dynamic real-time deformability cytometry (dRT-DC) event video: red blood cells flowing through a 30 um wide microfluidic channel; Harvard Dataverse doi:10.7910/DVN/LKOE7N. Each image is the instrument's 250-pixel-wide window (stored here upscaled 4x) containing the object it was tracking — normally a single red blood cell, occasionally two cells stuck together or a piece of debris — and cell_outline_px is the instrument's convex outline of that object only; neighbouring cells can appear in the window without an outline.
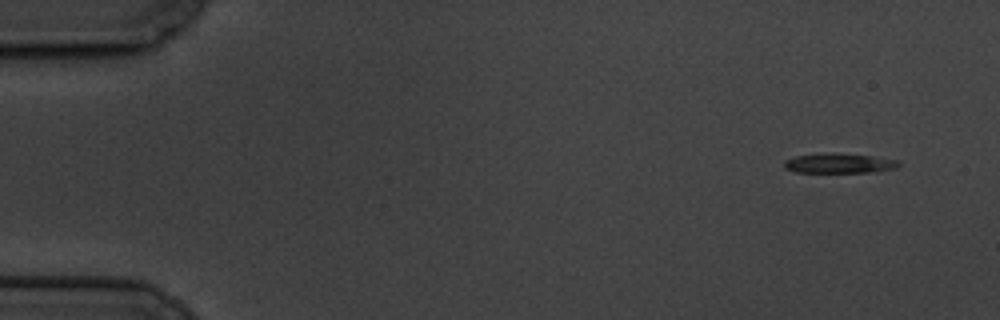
{"species": "common noctule bat (a hibernating species)", "species_latin": "Nyctalus noctula", "temperature_condition": "cold", "stored_images_in_passage": 5, "camera_frame_rate_fps": 3000, "um_per_image_px": 0.085, "animal": {"sex": "male", "body_mass_g": 19.5, "forearm_length_mm": 54.6}, "frame": {"image": 1, "passage_image": 1, "time_ms": 0.0, "image_size_px": [1000, 320], "cell_outline_px": [[900, 164], [896, 168], [868, 172], [796, 172], [784, 168], [784, 160], [796, 156], [832, 152], [872, 156], [900, 160]], "centroid_in_image_um": [71.32, 13.87], "position_along_channel_um": 13.7, "area_um2": 13.18}}
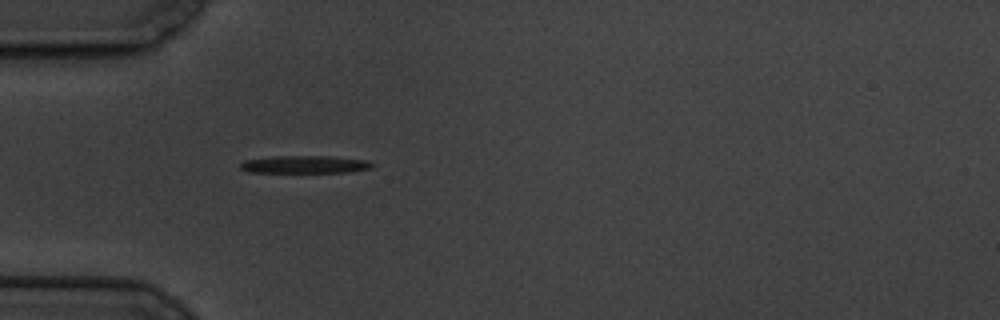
{"frame": {"image": 2, "passage_image": 5, "time_ms": 4.667, "image_size_px": [1000, 320], "cell_outline_px": [[376, 164], [372, 168], [352, 172], [248, 172], [240, 168], [240, 164], [244, 160], [276, 156], [332, 156], [364, 160]], "centroid_in_image_um": [25.94, 13.98], "position_along_channel_um": 59.1, "area_um2": 13.53}}